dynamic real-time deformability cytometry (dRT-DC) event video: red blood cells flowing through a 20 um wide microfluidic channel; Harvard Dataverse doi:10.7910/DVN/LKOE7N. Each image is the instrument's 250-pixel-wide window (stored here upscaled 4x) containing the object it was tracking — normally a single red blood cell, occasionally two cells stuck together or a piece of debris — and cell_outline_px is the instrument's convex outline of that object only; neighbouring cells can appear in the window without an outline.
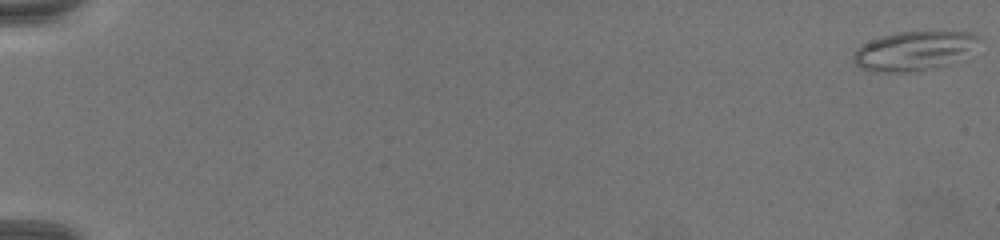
{"species": "common noctule bat (a hibernating species)", "species_latin": "Nyctalus noctula", "temperature_condition": "warm", "stored_images_in_passage": 71, "camera_frame_rate_fps": 3000, "um_per_image_px": 0.085, "animal": {"sex": "female", "body_mass_g": 19.5, "forearm_length_mm": 54.1}, "frame": {"image": 1, "passage_image": 1, "time_ms": 0.0, "image_size_px": [1000, 240], "cell_outline_px": [[980, 36], [976, 40], [948, 64], [928, 68], [904, 72], [876, 72], [864, 68], [856, 64], [852, 60], [852, 56], [856, 48], [880, 36], [896, 32], [968, 32]], "centroid_in_image_um": [77.5, 4.31], "position_along_channel_um": 7.5, "area_um2": 27.22}}
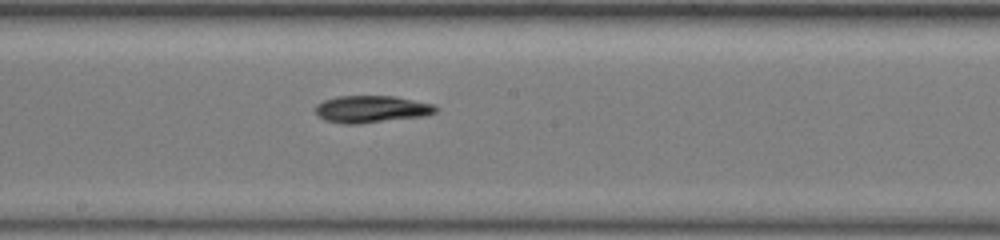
{"frame": {"image": 2, "passage_image": 42, "time_ms": 13.667, "image_size_px": [1000, 240], "cell_outline_px": [[440, 108], [436, 112], [424, 116], [356, 124], [344, 124], [324, 120], [316, 116], [316, 104], [324, 100], [336, 96], [396, 96], [432, 104]], "centroid_in_image_um": [31.55, 9.27], "position_along_channel_um": 216.6, "area_um2": 19.07}}
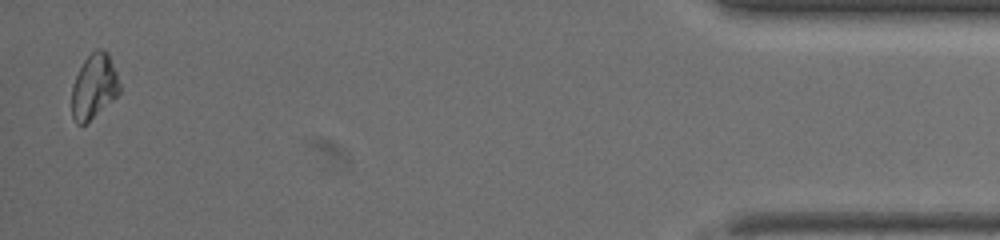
{"frame": {"image": 3, "passage_image": 70, "time_ms": 23.0, "image_size_px": [1000, 240], "cell_outline_px": [[120, 92], [112, 100], [84, 124], [76, 124], [72, 120], [72, 84], [84, 60], [96, 48], [100, 48], [108, 52], [116, 72], [120, 84]], "centroid_in_image_um": [7.98, 7.33], "position_along_channel_um": 427.2, "area_um2": 17.86}}